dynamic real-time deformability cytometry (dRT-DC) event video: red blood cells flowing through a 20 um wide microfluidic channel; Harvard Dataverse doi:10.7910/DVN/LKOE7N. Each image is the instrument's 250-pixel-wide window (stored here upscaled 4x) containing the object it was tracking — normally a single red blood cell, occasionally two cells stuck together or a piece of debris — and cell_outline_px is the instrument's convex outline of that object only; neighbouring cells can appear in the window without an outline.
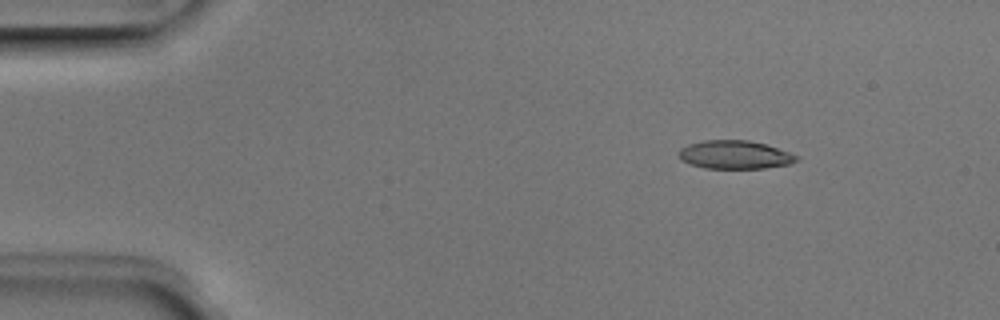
{"species": "Egyptian fruit bat (a non-hibernating species)", "species_latin": "Rousettus aegyptiacus", "temperature_condition": "room temperature", "stored_images_in_passage": 3, "camera_frame_rate_fps": 3000, "um_per_image_px": 0.085, "animal": {"sex": "male"}, "frame": {"image": 1, "passage_image": 2, "time_ms": 0.333, "image_size_px": [1000, 320], "cell_outline_px": [[800, 156], [796, 160], [788, 164], [764, 168], [704, 168], [680, 160], [680, 148], [688, 144], [704, 140], [748, 140], [764, 144]], "centroid_in_image_um": [62.43, 13.15], "position_along_channel_um": 22.6, "area_um2": 19.19}}